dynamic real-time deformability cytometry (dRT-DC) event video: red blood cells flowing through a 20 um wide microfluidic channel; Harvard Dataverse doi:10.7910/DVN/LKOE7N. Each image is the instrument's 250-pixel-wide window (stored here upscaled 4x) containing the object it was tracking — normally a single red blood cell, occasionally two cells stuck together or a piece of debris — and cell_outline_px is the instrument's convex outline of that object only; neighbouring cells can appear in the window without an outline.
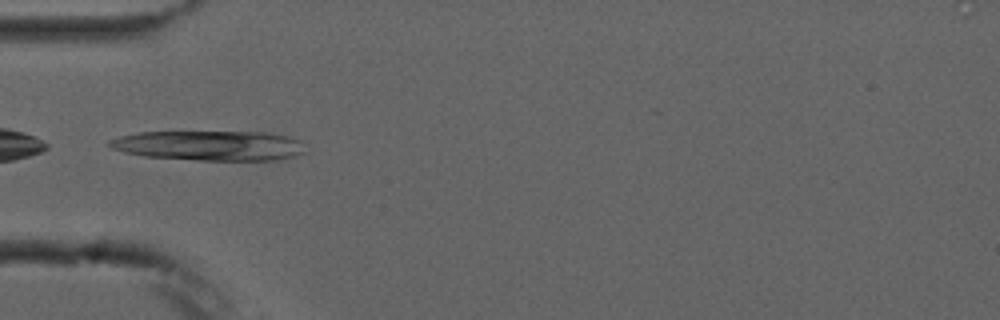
{"species": "common noctule bat (a hibernating species)", "species_latin": "Nyctalus noctula", "temperature_condition": "cold", "stored_images_in_passage": 9, "camera_frame_rate_fps": 3000, "um_per_image_px": 0.085, "animal": {"sex": "male", "forearm_length_mm": 52.5}, "frame": {"image": 1, "passage_image": 5, "time_ms": 4.667, "image_size_px": [1000, 320], "cell_outline_px": [[304, 152], [296, 156], [276, 160], [196, 160], [144, 156], [124, 152], [112, 148], [108, 144], [108, 140], [120, 136], [136, 132], [264, 132], [288, 136], [300, 140]], "centroid_in_image_um": [17.79, 12.37], "position_along_channel_um": 67.2, "area_um2": 34.1}}
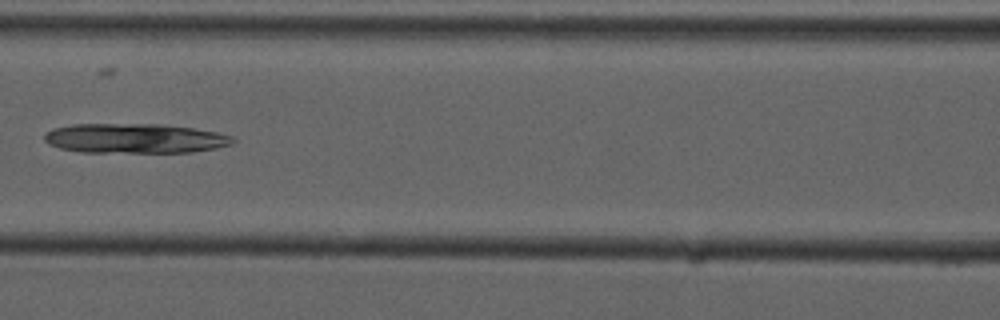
{"frame": {"image": 2, "passage_image": 7, "time_ms": 7.0, "image_size_px": [1000, 320], "cell_outline_px": [[236, 140], [232, 144], [216, 148], [192, 152], [84, 152], [60, 148], [48, 144], [44, 140], [44, 132], [52, 128], [72, 124], [160, 124], [192, 128], [216, 132], [232, 136]], "centroid_in_image_um": [11.43, 11.76], "position_along_channel_um": 155.2, "area_um2": 32.66}}
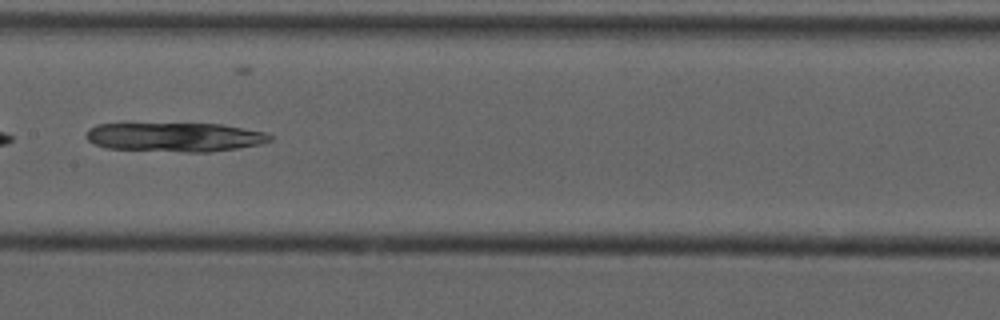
{"frame": {"image": 3, "passage_image": 8, "time_ms": 8.0, "image_size_px": [1000, 320], "cell_outline_px": [[272, 140], [260, 144], [236, 148], [208, 152], [184, 152], [108, 148], [96, 144], [88, 140], [84, 136], [88, 128], [96, 124], [220, 124], [264, 132], [272, 136]], "centroid_in_image_um": [14.84, 11.65], "position_along_channel_um": 192.6, "area_um2": 30.92}}